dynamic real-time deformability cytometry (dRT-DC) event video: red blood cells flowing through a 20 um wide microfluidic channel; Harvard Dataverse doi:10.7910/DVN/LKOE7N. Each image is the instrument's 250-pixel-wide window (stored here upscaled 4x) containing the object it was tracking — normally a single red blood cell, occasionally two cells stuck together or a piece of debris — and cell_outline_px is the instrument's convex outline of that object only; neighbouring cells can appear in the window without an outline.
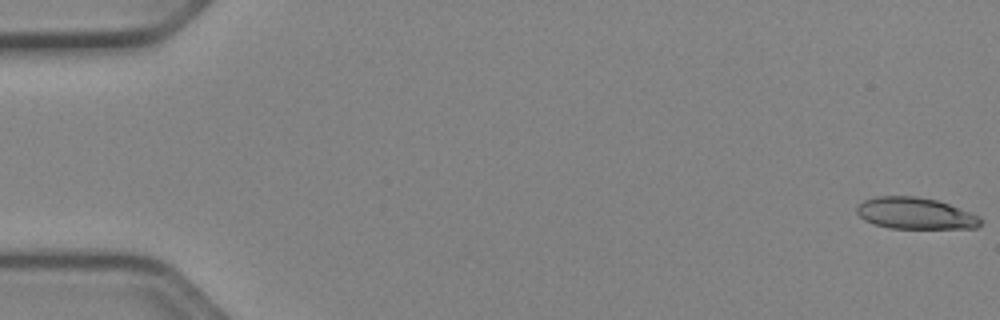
{"species": "Egyptian fruit bat (a non-hibernating species)", "species_latin": "Rousettus aegyptiacus", "temperature_condition": "cold", "stored_images_in_passage": 52, "camera_frame_rate_fps": 3000, "um_per_image_px": 0.085, "animal": {"sex": "female"}, "frame": {"image": 1, "passage_image": 1, "time_ms": 0.0, "image_size_px": [1000, 320], "cell_outline_px": [[984, 220], [976, 228], [888, 228], [864, 220], [856, 212], [856, 204], [864, 200], [876, 196], [916, 196], [936, 200], [948, 204], [980, 216]], "centroid_in_image_um": [77.78, 18.13], "position_along_channel_um": 7.2, "area_um2": 22.77}}
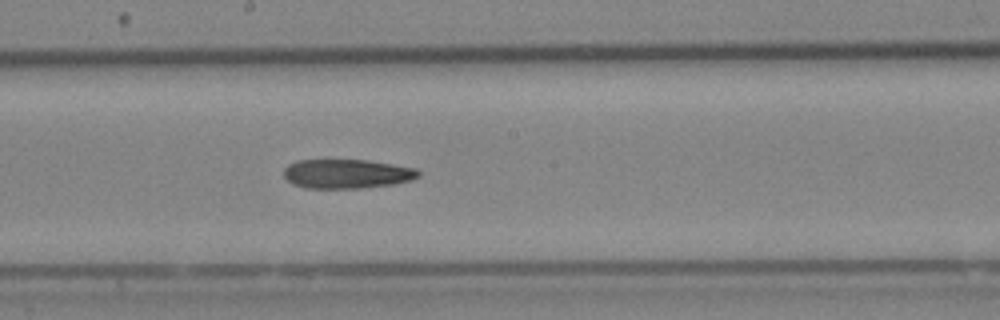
{"frame": {"image": 2, "passage_image": 29, "time_ms": 9.333, "image_size_px": [1000, 320], "cell_outline_px": [[420, 176], [412, 180], [392, 184], [360, 188], [304, 188], [292, 184], [284, 176], [284, 168], [288, 164], [296, 160], [368, 160], [416, 168], [420, 172]], "centroid_in_image_um": [29.47, 14.77], "position_along_channel_um": 218.7, "area_um2": 23.0}}
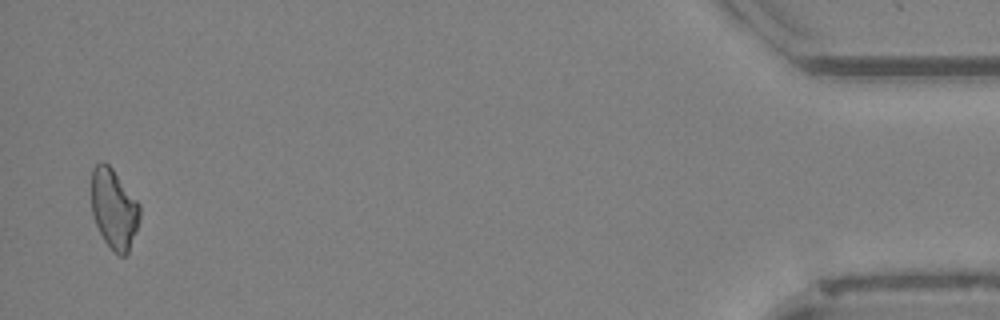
{"frame": {"image": 3, "passage_image": 51, "time_ms": 16.667, "image_size_px": [1000, 320], "cell_outline_px": [[140, 216], [136, 232], [128, 252], [124, 256], [120, 256], [104, 240], [96, 224], [92, 212], [92, 168], [100, 160], [104, 160], [112, 168], [140, 204]], "centroid_in_image_um": [9.69, 17.72], "position_along_channel_um": 425.5, "area_um2": 22.37}}